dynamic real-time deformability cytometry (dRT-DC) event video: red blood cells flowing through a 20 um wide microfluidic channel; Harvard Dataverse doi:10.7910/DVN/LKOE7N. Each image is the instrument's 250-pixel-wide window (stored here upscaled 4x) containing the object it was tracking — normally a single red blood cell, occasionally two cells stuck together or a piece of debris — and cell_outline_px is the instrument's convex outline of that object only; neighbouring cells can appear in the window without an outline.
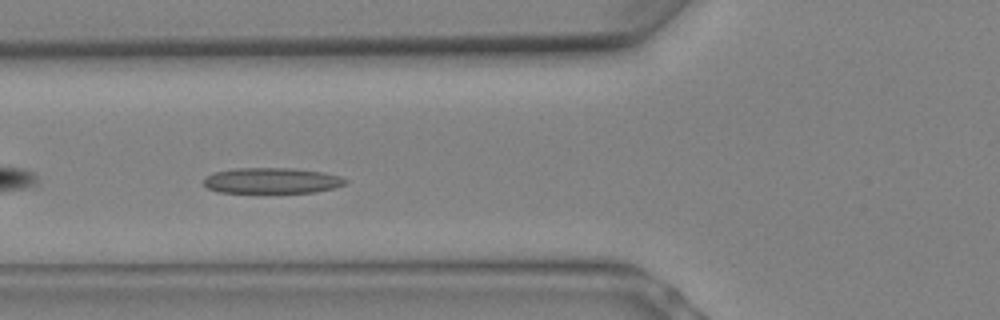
{"species": "Egyptian fruit bat (a non-hibernating species)", "species_latin": "Rousettus aegyptiacus", "temperature_condition": "warm", "stored_images_in_passage": 5, "camera_frame_rate_fps": 3000, "um_per_image_px": 0.085, "animal": {"sex": "female"}, "frame": {"image": 1, "passage_image": 4, "time_ms": 1.0, "image_size_px": [1000, 320], "cell_outline_px": [[348, 180], [344, 184], [332, 188], [316, 192], [216, 192], [208, 188], [204, 184], [204, 176], [216, 172], [236, 168], [292, 168], [324, 172], [340, 176]], "centroid_in_image_um": [23.09, 15.34], "position_along_channel_um": 102.7, "area_um2": 21.1}}